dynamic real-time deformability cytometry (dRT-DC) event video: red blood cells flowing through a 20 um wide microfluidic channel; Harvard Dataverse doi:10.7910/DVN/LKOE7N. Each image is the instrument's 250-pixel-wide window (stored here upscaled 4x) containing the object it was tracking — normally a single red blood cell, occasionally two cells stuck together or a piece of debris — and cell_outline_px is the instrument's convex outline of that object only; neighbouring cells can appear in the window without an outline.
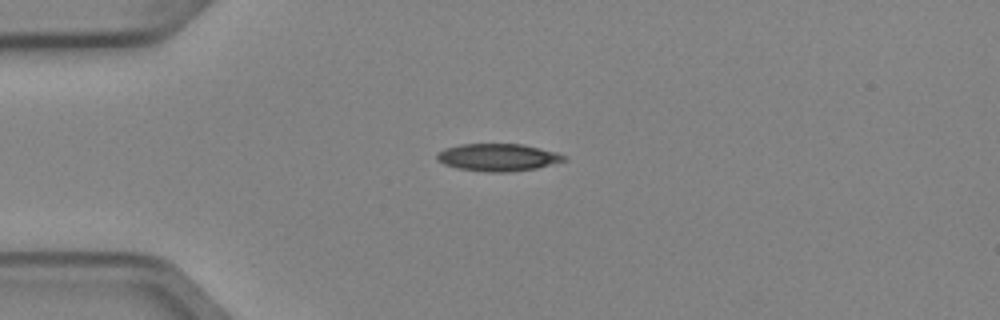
{"species": "Egyptian fruit bat (a non-hibernating species)", "species_latin": "Rousettus aegyptiacus", "temperature_condition": "cold", "stored_images_in_passage": 2, "camera_frame_rate_fps": 3000, "um_per_image_px": 0.085, "animal": {"sex": "female"}, "frame": {"image": 1, "passage_image": 1, "time_ms": 0.0, "image_size_px": [1000, 320], "cell_outline_px": [[568, 160], [536, 168], [508, 172], [488, 172], [460, 168], [444, 164], [436, 160], [436, 156], [444, 148], [460, 144], [524, 144], [556, 152], [568, 156]], "centroid_in_image_um": [42.36, 13.37], "position_along_channel_um": 42.6, "area_um2": 20.29}}